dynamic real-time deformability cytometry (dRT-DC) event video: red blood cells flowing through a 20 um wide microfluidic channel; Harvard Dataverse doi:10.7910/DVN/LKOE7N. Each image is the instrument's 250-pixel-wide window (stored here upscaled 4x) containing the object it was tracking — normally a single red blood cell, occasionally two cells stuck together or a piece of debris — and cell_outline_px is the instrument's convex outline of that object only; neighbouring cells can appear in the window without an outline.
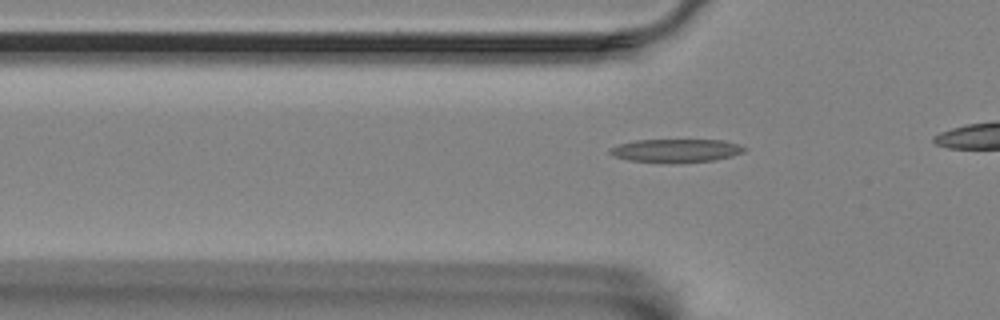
{"species": "Egyptian fruit bat (a non-hibernating species)", "species_latin": "Rousettus aegyptiacus", "temperature_condition": "room temperature", "stored_images_in_passage": 17, "camera_frame_rate_fps": 3000, "um_per_image_px": 0.085, "animal": {"sex": "female"}, "frame": {"image": 1, "passage_image": 10, "time_ms": 3.0, "image_size_px": [1000, 320], "cell_outline_px": [[748, 148], [744, 152], [732, 156], [716, 160], [676, 164], [672, 164], [628, 160], [612, 156], [608, 152], [608, 148], [620, 144], [636, 140], [724, 140], [740, 144]], "centroid_in_image_um": [57.48, 12.82], "position_along_channel_um": 68.3, "area_um2": 18.79}}
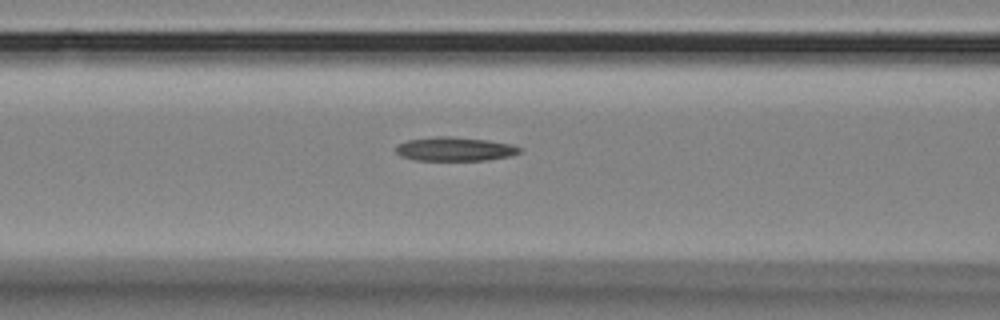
{"frame": {"image": 2, "passage_image": 15, "time_ms": 4.667, "image_size_px": [1000, 320], "cell_outline_px": [[524, 148], [520, 152], [508, 156], [484, 160], [416, 160], [400, 156], [396, 152], [396, 144], [408, 140], [436, 136], [452, 136], [488, 140], [512, 144]], "centroid_in_image_um": [38.65, 12.66], "position_along_channel_um": 127.9, "area_um2": 17.28}}